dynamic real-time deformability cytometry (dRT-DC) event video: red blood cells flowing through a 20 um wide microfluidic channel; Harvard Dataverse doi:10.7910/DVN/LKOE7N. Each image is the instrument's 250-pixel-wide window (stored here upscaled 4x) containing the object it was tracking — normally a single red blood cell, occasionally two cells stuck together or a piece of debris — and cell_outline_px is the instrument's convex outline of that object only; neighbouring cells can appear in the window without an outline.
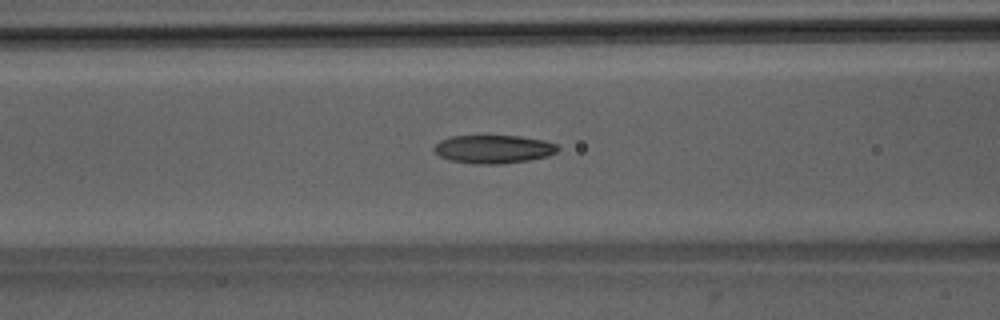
{"species": "Egyptian fruit bat (a non-hibernating species)", "species_latin": "Rousettus aegyptiacus", "temperature_condition": "room temperature", "stored_images_in_passage": 30, "camera_frame_rate_fps": 3000, "um_per_image_px": 0.085, "animal": {"sex": "male"}, "frame": {"image": 1, "passage_image": 9, "time_ms": 2.667, "image_size_px": [1000, 320], "cell_outline_px": [[560, 148], [556, 152], [548, 156], [528, 160], [500, 164], [472, 164], [448, 160], [440, 156], [432, 148], [440, 140], [448, 136], [520, 136], [544, 140], [556, 144]], "centroid_in_image_um": [41.93, 12.68], "position_along_channel_um": 124.7, "area_um2": 20.52}}
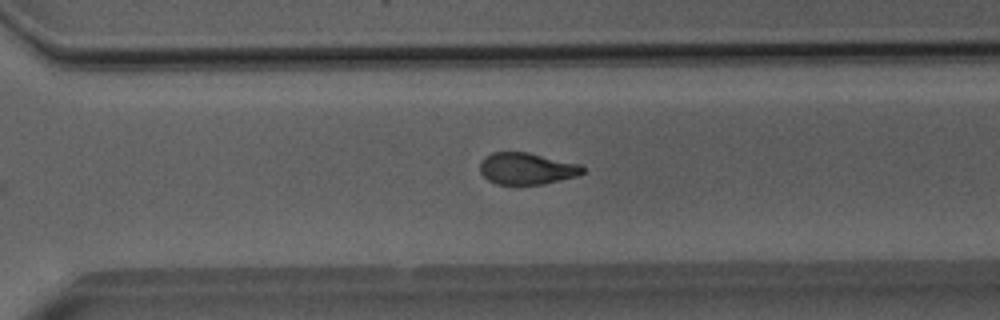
{"frame": {"image": 2, "passage_image": 24, "time_ms": 7.667, "image_size_px": [1000, 320], "cell_outline_px": [[584, 172], [576, 176], [544, 184], [496, 184], [488, 180], [480, 172], [480, 164], [484, 156], [492, 152], [528, 152], [580, 164], [584, 168]], "centroid_in_image_um": [44.75, 14.32], "position_along_channel_um": 325.8, "area_um2": 18.96}}
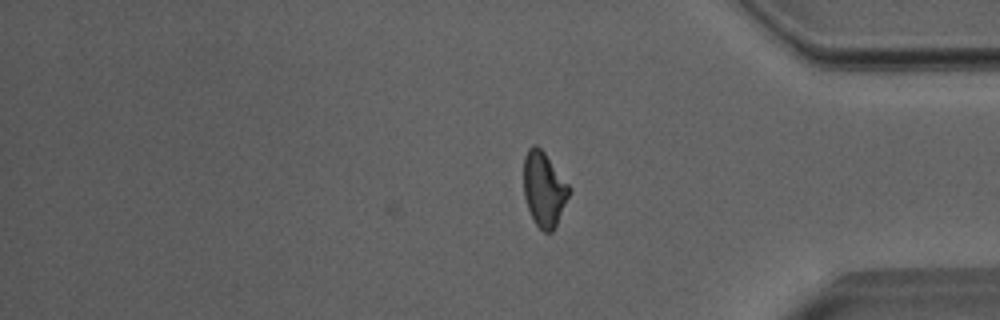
{"frame": {"image": 3, "passage_image": 30, "time_ms": 9.667, "image_size_px": [1000, 320], "cell_outline_px": [[572, 188], [556, 224], [552, 232], [544, 232], [536, 224], [528, 208], [524, 196], [524, 156], [528, 148], [532, 144], [536, 144], [544, 152]], "centroid_in_image_um": [46.24, 16.04], "position_along_channel_um": 389.0, "area_um2": 19.59}, "authors_computed_cell_mechanics": {"area_um2": 20.0566, "velocity_mm_per_s": 4.0366, "shape_relaxation_time_tau1_ms": 5.7086, "shape_relaxation_time_tau2_ms": 2.0207, "deformation_change_tau1": 0.159, "deformation_change_tau2": 0.0873}}